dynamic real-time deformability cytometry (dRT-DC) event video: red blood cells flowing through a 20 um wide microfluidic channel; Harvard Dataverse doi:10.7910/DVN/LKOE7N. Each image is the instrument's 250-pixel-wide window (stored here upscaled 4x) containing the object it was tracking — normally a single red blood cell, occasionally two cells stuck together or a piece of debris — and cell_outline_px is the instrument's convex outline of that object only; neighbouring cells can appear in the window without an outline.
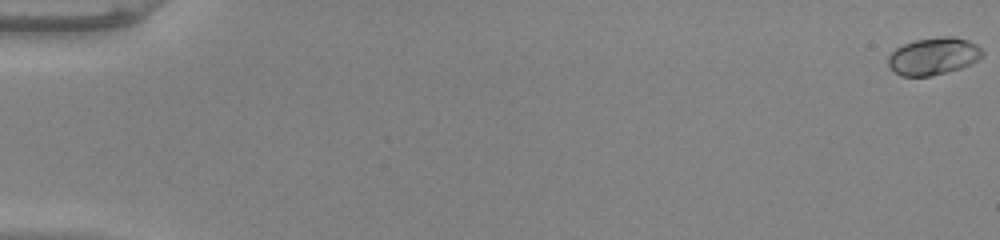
{"species": "common noctule bat (a hibernating species)", "species_latin": "Nyctalus noctula", "temperature_condition": "warm", "stored_images_in_passage": 54, "camera_frame_rate_fps": 3000, "um_per_image_px": 0.085, "animal": {"sex": "male", "body_mass_g": 20.0, "forearm_length_mm": 53.3}, "frame": {"image": 1, "passage_image": 1, "time_ms": 0.0, "image_size_px": [1000, 240], "cell_outline_px": [[984, 56], [960, 68], [928, 76], [900, 76], [888, 64], [888, 56], [896, 48], [904, 44], [916, 40], [940, 36], [952, 36], [968, 40], [976, 44], [984, 52]], "centroid_in_image_um": [79.35, 4.76], "position_along_channel_um": 5.7, "area_um2": 20.23}}
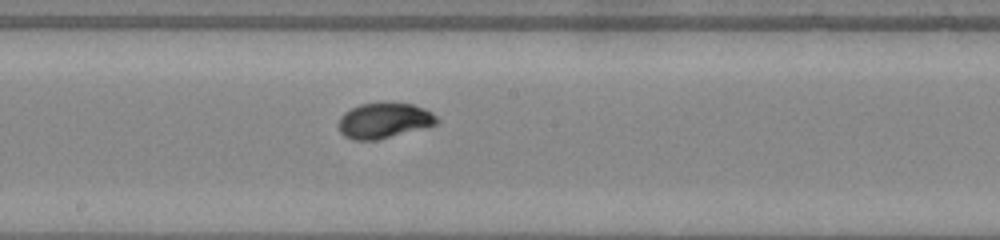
{"frame": {"image": 2, "passage_image": 31, "time_ms": 10.0, "image_size_px": [1000, 240], "cell_outline_px": [[440, 120], [436, 124], [376, 140], [352, 140], [344, 136], [340, 132], [340, 116], [344, 112], [360, 104], [412, 104], [424, 108], [432, 112]], "centroid_in_image_um": [32.63, 10.26], "position_along_channel_um": 215.6, "area_um2": 19.77}}
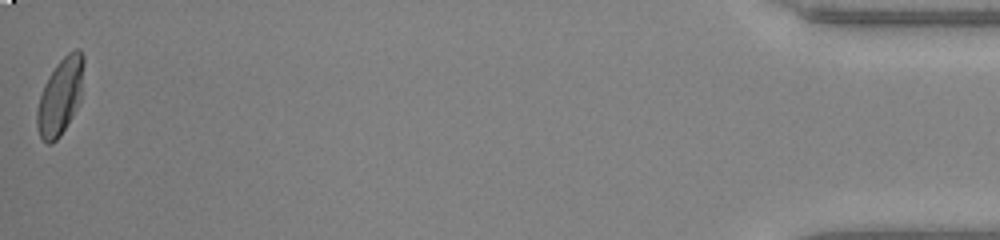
{"frame": {"image": 3, "passage_image": 54, "time_ms": 17.667, "image_size_px": [1000, 240], "cell_outline_px": [[84, 64], [80, 100], [72, 116], [60, 136], [52, 144], [48, 144], [40, 136], [36, 124], [36, 112], [40, 96], [44, 84], [48, 76], [56, 64], [68, 52], [76, 48], [80, 48], [84, 56]], "centroid_in_image_um": [5.12, 8.16], "position_along_channel_um": 430.1, "area_um2": 20.87}, "authors_computed_cell_mechanics": {"area_um2": 19.9699, "velocity_mm_per_s": 3.9717, "shape_relaxation_time_tau1_ms": 3.4114, "shape_relaxation_time_tau2_ms": null, "deformation_change_tau1": 0.1703, "deformation_change_tau2": null}}